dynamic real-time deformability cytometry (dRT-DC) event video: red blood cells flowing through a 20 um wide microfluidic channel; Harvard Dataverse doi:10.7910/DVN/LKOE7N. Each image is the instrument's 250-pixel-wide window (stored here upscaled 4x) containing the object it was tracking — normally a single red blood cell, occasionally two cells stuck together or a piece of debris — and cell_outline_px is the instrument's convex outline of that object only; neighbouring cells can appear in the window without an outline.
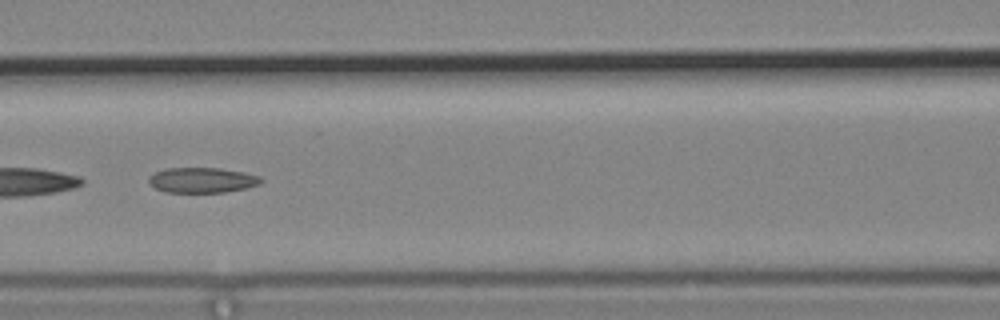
{"species": "common noctule bat (a hibernating species)", "species_latin": "Nyctalus noctula", "temperature_condition": "cold", "stored_images_in_passage": 16, "camera_frame_rate_fps": 3000, "um_per_image_px": 0.085, "animal": {"sex": "male", "body_mass_g": 19.2, "forearm_length_mm": 51.8}, "frame": {"image": 1, "passage_image": 12, "time_ms": 3.667, "image_size_px": [1000, 320], "cell_outline_px": [[264, 180], [260, 184], [244, 188], [224, 192], [164, 192], [156, 188], [148, 180], [148, 176], [164, 168], [220, 168], [244, 172], [260, 176]], "centroid_in_image_um": [17.19, 15.3], "position_along_channel_um": 149.4, "area_um2": 16.47}}